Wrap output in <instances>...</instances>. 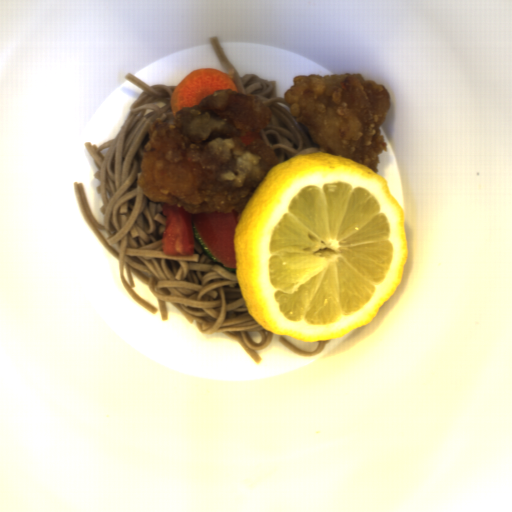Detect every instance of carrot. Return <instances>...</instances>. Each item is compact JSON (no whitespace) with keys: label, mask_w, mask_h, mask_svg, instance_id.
<instances>
[{"label":"carrot","mask_w":512,"mask_h":512,"mask_svg":"<svg viewBox=\"0 0 512 512\" xmlns=\"http://www.w3.org/2000/svg\"><path fill=\"white\" fill-rule=\"evenodd\" d=\"M221 89H231L239 93L232 77L222 70L208 67L193 70L175 86L169 106L175 116L181 108L200 105L204 98Z\"/></svg>","instance_id":"carrot-1"}]
</instances>
